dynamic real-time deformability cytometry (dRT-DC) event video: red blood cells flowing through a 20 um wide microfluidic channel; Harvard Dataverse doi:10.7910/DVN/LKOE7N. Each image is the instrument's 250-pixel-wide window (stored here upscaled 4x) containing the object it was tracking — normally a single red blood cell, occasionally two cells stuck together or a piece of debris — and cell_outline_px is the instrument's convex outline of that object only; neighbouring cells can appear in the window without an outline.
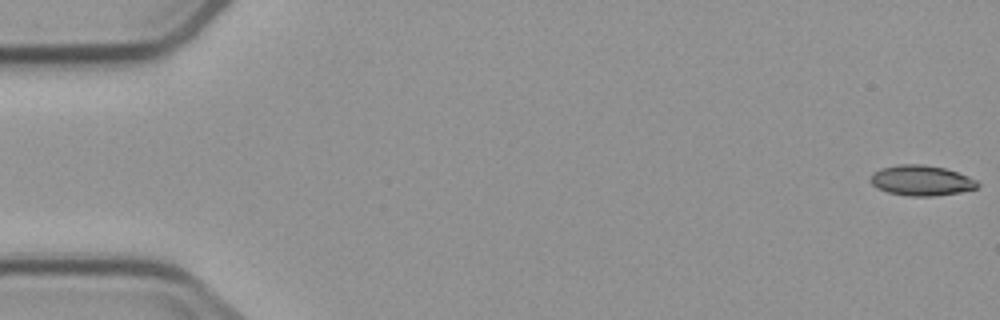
{"species": "common noctule bat (a hibernating species)", "species_latin": "Nyctalus noctula", "temperature_condition": "cold", "stored_images_in_passage": 6, "camera_frame_rate_fps": 3000, "um_per_image_px": 0.085, "animal": {"sex": "male", "body_mass_g": 23.1, "forearm_length_mm": 52.7}, "frame": {"image": 1, "passage_image": 1, "time_ms": 0.0, "image_size_px": [1000, 320], "cell_outline_px": [[980, 184], [976, 188], [960, 192], [936, 196], [908, 196], [888, 192], [876, 188], [868, 180], [872, 172], [880, 168], [900, 164], [924, 164], [944, 168], [968, 176], [976, 180]], "centroid_in_image_um": [78.27, 15.34], "position_along_channel_um": 6.7, "area_um2": 19.07}}